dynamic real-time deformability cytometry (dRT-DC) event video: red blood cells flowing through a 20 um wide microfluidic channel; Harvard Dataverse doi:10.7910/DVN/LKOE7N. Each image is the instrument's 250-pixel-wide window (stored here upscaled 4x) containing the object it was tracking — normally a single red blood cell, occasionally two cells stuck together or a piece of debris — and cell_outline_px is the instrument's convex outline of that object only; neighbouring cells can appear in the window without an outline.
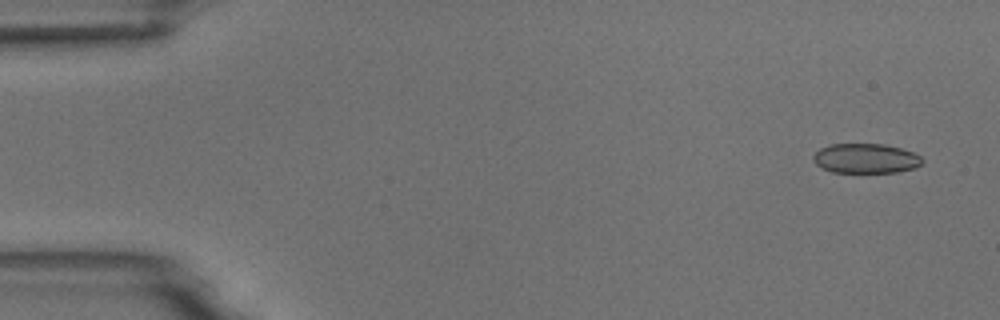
{"species": "common noctule bat (a hibernating species)", "species_latin": "Nyctalus noctula", "temperature_condition": "room temperature", "stored_images_in_passage": 4, "camera_frame_rate_fps": 3000, "um_per_image_px": 0.085, "animal": {"sex": "male", "body_mass_g": 18.8}, "frame": {"image": 1, "passage_image": 1, "time_ms": 0.0, "image_size_px": [1000, 320], "cell_outline_px": [[924, 164], [916, 168], [896, 172], [832, 172], [820, 168], [812, 160], [812, 156], [820, 148], [832, 144], [884, 144], [900, 148], [912, 152], [920, 156], [924, 160]], "centroid_in_image_um": [73.59, 13.47], "position_along_channel_um": 11.4, "area_um2": 19.02}}
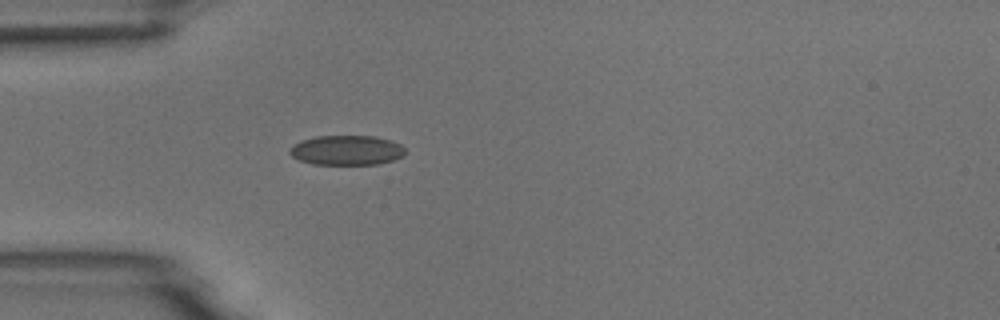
{"frame": {"image": 2, "passage_image": 4, "time_ms": 4.333, "image_size_px": [1000, 320], "cell_outline_px": [[404, 152], [400, 156], [392, 160], [380, 164], [312, 164], [300, 160], [292, 156], [288, 152], [292, 144], [300, 140], [316, 136], [376, 136], [392, 140], [400, 144], [404, 148]], "centroid_in_image_um": [29.42, 12.76], "position_along_channel_um": 55.6, "area_um2": 20.06}}